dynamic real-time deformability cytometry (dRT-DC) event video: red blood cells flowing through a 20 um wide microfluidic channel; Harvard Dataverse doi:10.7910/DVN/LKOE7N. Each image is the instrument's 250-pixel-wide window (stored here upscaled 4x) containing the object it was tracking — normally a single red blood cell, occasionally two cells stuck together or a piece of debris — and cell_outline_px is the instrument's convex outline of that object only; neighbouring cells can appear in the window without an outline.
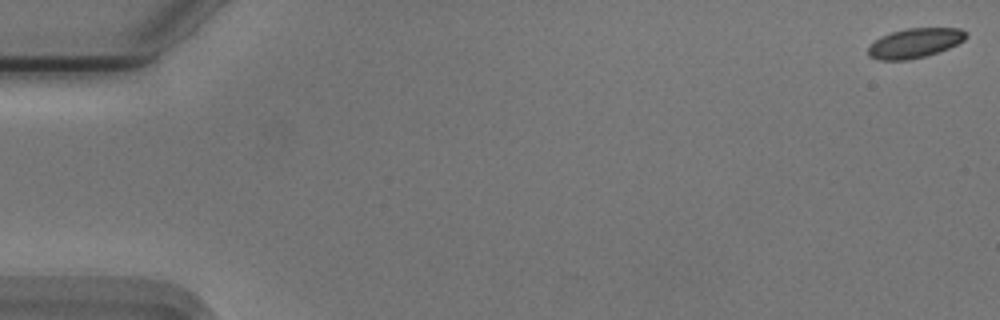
{"species": "Egyptian fruit bat (a non-hibernating species)", "species_latin": "Rousettus aegyptiacus", "temperature_condition": "cold", "stored_images_in_passage": 56, "camera_frame_rate_fps": 3000, "um_per_image_px": 0.085, "animal": {"sex": "male"}, "frame": {"image": 1, "passage_image": 1, "time_ms": 0.0, "image_size_px": [1000, 320], "cell_outline_px": [[968, 36], [964, 40], [948, 48], [924, 56], [908, 60], [880, 60], [868, 56], [868, 48], [880, 36], [904, 28], [960, 28], [968, 32]], "centroid_in_image_um": [77.77, 3.65], "position_along_channel_um": 7.2, "area_um2": 16.82}}
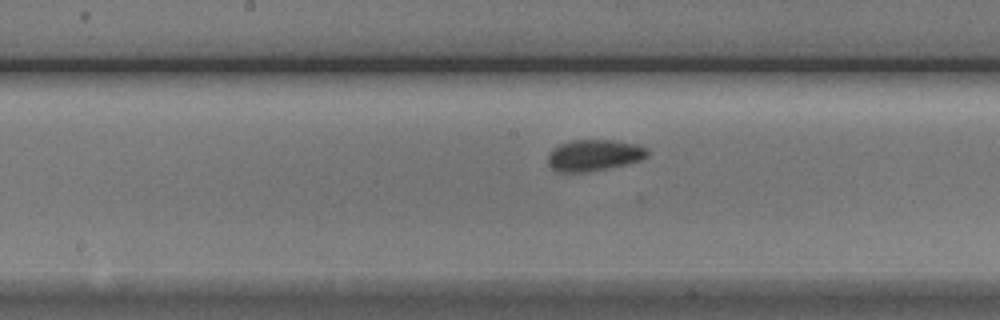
{"frame": {"image": 2, "passage_image": 29, "time_ms": 9.333, "image_size_px": [1000, 320], "cell_outline_px": [[648, 156], [640, 160], [608, 168], [584, 172], [556, 172], [548, 164], [548, 152], [552, 148], [560, 144], [572, 140], [612, 140], [636, 144], [648, 148]], "centroid_in_image_um": [50.46, 13.19], "position_along_channel_um": 197.7, "area_um2": 18.21}}
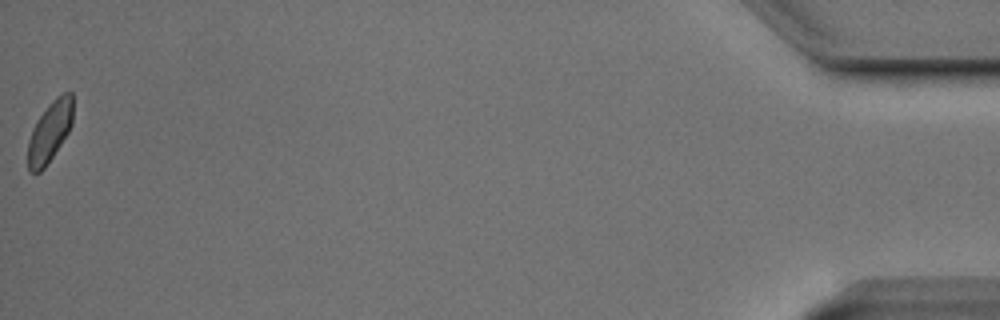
{"frame": {"image": 3, "passage_image": 56, "time_ms": 18.333, "image_size_px": [1000, 320], "cell_outline_px": [[72, 124], [68, 132], [44, 168], [40, 172], [28, 172], [28, 140], [32, 128], [36, 120], [52, 100], [56, 96], [64, 92], [72, 92]], "centroid_in_image_um": [4.21, 11.18], "position_along_channel_um": 431.0, "area_um2": 15.78}, "authors_computed_cell_mechanics": {"area_um2": 17.4556, "velocity_mm_per_s": 3.6975, "shape_relaxation_time_tau1_ms": 3.8046, "shape_relaxation_time_tau2_ms": 1.9583, "deformation_change_tau1": 0.1136, "deformation_change_tau2": 0.0507}}